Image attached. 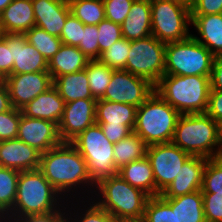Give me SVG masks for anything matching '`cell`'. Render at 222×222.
<instances>
[{"instance_id": "cell-1", "label": "cell", "mask_w": 222, "mask_h": 222, "mask_svg": "<svg viewBox=\"0 0 222 222\" xmlns=\"http://www.w3.org/2000/svg\"><path fill=\"white\" fill-rule=\"evenodd\" d=\"M38 169L63 198L67 196L66 202L70 199L68 192L76 193L78 187L86 191L85 186H88L91 191L87 192L94 193L95 183L90 178L87 163L71 142H62L41 154Z\"/></svg>"}, {"instance_id": "cell-2", "label": "cell", "mask_w": 222, "mask_h": 222, "mask_svg": "<svg viewBox=\"0 0 222 222\" xmlns=\"http://www.w3.org/2000/svg\"><path fill=\"white\" fill-rule=\"evenodd\" d=\"M64 199L39 169L21 171L17 182L15 203L5 216L6 222H13L27 215L61 212L66 210L63 205L66 203Z\"/></svg>"}, {"instance_id": "cell-3", "label": "cell", "mask_w": 222, "mask_h": 222, "mask_svg": "<svg viewBox=\"0 0 222 222\" xmlns=\"http://www.w3.org/2000/svg\"><path fill=\"white\" fill-rule=\"evenodd\" d=\"M210 77L164 74L155 85V92L181 115L202 114L208 107Z\"/></svg>"}, {"instance_id": "cell-4", "label": "cell", "mask_w": 222, "mask_h": 222, "mask_svg": "<svg viewBox=\"0 0 222 222\" xmlns=\"http://www.w3.org/2000/svg\"><path fill=\"white\" fill-rule=\"evenodd\" d=\"M95 187L98 190H93L95 192L93 194L98 196V198L96 197L98 201L95 203L117 221L143 218L150 196L141 189L130 185L118 174L99 180Z\"/></svg>"}, {"instance_id": "cell-5", "label": "cell", "mask_w": 222, "mask_h": 222, "mask_svg": "<svg viewBox=\"0 0 222 222\" xmlns=\"http://www.w3.org/2000/svg\"><path fill=\"white\" fill-rule=\"evenodd\" d=\"M172 143L191 156L216 158L220 146L219 124L206 113L180 115Z\"/></svg>"}, {"instance_id": "cell-6", "label": "cell", "mask_w": 222, "mask_h": 222, "mask_svg": "<svg viewBox=\"0 0 222 222\" xmlns=\"http://www.w3.org/2000/svg\"><path fill=\"white\" fill-rule=\"evenodd\" d=\"M180 113L154 93L137 108L135 132L147 146L171 143Z\"/></svg>"}, {"instance_id": "cell-7", "label": "cell", "mask_w": 222, "mask_h": 222, "mask_svg": "<svg viewBox=\"0 0 222 222\" xmlns=\"http://www.w3.org/2000/svg\"><path fill=\"white\" fill-rule=\"evenodd\" d=\"M87 163V170L92 181L118 173L113 156L114 144L103 133L99 124L94 123L71 141Z\"/></svg>"}, {"instance_id": "cell-8", "label": "cell", "mask_w": 222, "mask_h": 222, "mask_svg": "<svg viewBox=\"0 0 222 222\" xmlns=\"http://www.w3.org/2000/svg\"><path fill=\"white\" fill-rule=\"evenodd\" d=\"M214 55L192 36L166 44L165 74L211 76Z\"/></svg>"}, {"instance_id": "cell-9", "label": "cell", "mask_w": 222, "mask_h": 222, "mask_svg": "<svg viewBox=\"0 0 222 222\" xmlns=\"http://www.w3.org/2000/svg\"><path fill=\"white\" fill-rule=\"evenodd\" d=\"M152 36L165 44L188 39L190 8L168 0H150Z\"/></svg>"}, {"instance_id": "cell-10", "label": "cell", "mask_w": 222, "mask_h": 222, "mask_svg": "<svg viewBox=\"0 0 222 222\" xmlns=\"http://www.w3.org/2000/svg\"><path fill=\"white\" fill-rule=\"evenodd\" d=\"M166 44L154 36L131 40L126 71L156 85L165 74Z\"/></svg>"}, {"instance_id": "cell-11", "label": "cell", "mask_w": 222, "mask_h": 222, "mask_svg": "<svg viewBox=\"0 0 222 222\" xmlns=\"http://www.w3.org/2000/svg\"><path fill=\"white\" fill-rule=\"evenodd\" d=\"M146 156L153 170L156 189L162 193L191 155L171 142L147 146Z\"/></svg>"}, {"instance_id": "cell-12", "label": "cell", "mask_w": 222, "mask_h": 222, "mask_svg": "<svg viewBox=\"0 0 222 222\" xmlns=\"http://www.w3.org/2000/svg\"><path fill=\"white\" fill-rule=\"evenodd\" d=\"M154 91L155 85L147 79L133 75L124 69L114 70L101 99L139 107Z\"/></svg>"}, {"instance_id": "cell-13", "label": "cell", "mask_w": 222, "mask_h": 222, "mask_svg": "<svg viewBox=\"0 0 222 222\" xmlns=\"http://www.w3.org/2000/svg\"><path fill=\"white\" fill-rule=\"evenodd\" d=\"M2 81L8 89L12 107L16 109L23 108L53 86V79L48 72L11 74Z\"/></svg>"}, {"instance_id": "cell-14", "label": "cell", "mask_w": 222, "mask_h": 222, "mask_svg": "<svg viewBox=\"0 0 222 222\" xmlns=\"http://www.w3.org/2000/svg\"><path fill=\"white\" fill-rule=\"evenodd\" d=\"M96 99H79L65 103L58 124L63 142H71L81 132L96 123Z\"/></svg>"}, {"instance_id": "cell-15", "label": "cell", "mask_w": 222, "mask_h": 222, "mask_svg": "<svg viewBox=\"0 0 222 222\" xmlns=\"http://www.w3.org/2000/svg\"><path fill=\"white\" fill-rule=\"evenodd\" d=\"M17 139L32 146L41 154L61 144L58 124L22 115L18 125Z\"/></svg>"}, {"instance_id": "cell-16", "label": "cell", "mask_w": 222, "mask_h": 222, "mask_svg": "<svg viewBox=\"0 0 222 222\" xmlns=\"http://www.w3.org/2000/svg\"><path fill=\"white\" fill-rule=\"evenodd\" d=\"M2 38L11 47L12 74L48 72V62L40 52L27 42L24 34L4 33Z\"/></svg>"}, {"instance_id": "cell-17", "label": "cell", "mask_w": 222, "mask_h": 222, "mask_svg": "<svg viewBox=\"0 0 222 222\" xmlns=\"http://www.w3.org/2000/svg\"><path fill=\"white\" fill-rule=\"evenodd\" d=\"M207 158L190 156L176 178L160 194L162 198H175L201 190Z\"/></svg>"}, {"instance_id": "cell-18", "label": "cell", "mask_w": 222, "mask_h": 222, "mask_svg": "<svg viewBox=\"0 0 222 222\" xmlns=\"http://www.w3.org/2000/svg\"><path fill=\"white\" fill-rule=\"evenodd\" d=\"M41 153L19 139L0 141V167L19 172L39 168Z\"/></svg>"}, {"instance_id": "cell-19", "label": "cell", "mask_w": 222, "mask_h": 222, "mask_svg": "<svg viewBox=\"0 0 222 222\" xmlns=\"http://www.w3.org/2000/svg\"><path fill=\"white\" fill-rule=\"evenodd\" d=\"M35 26L60 38L65 21L71 13L66 0H32Z\"/></svg>"}, {"instance_id": "cell-20", "label": "cell", "mask_w": 222, "mask_h": 222, "mask_svg": "<svg viewBox=\"0 0 222 222\" xmlns=\"http://www.w3.org/2000/svg\"><path fill=\"white\" fill-rule=\"evenodd\" d=\"M3 33L25 34L35 26L32 0H13L1 13Z\"/></svg>"}, {"instance_id": "cell-21", "label": "cell", "mask_w": 222, "mask_h": 222, "mask_svg": "<svg viewBox=\"0 0 222 222\" xmlns=\"http://www.w3.org/2000/svg\"><path fill=\"white\" fill-rule=\"evenodd\" d=\"M64 106V100L60 97L57 89L52 86L47 91L40 93L20 110L24 116L45 119L59 124L64 112Z\"/></svg>"}, {"instance_id": "cell-22", "label": "cell", "mask_w": 222, "mask_h": 222, "mask_svg": "<svg viewBox=\"0 0 222 222\" xmlns=\"http://www.w3.org/2000/svg\"><path fill=\"white\" fill-rule=\"evenodd\" d=\"M151 21L150 0H135L121 24L122 37L131 41L152 35Z\"/></svg>"}, {"instance_id": "cell-23", "label": "cell", "mask_w": 222, "mask_h": 222, "mask_svg": "<svg viewBox=\"0 0 222 222\" xmlns=\"http://www.w3.org/2000/svg\"><path fill=\"white\" fill-rule=\"evenodd\" d=\"M191 24L202 38L191 36L214 56L222 55V13L191 16Z\"/></svg>"}, {"instance_id": "cell-24", "label": "cell", "mask_w": 222, "mask_h": 222, "mask_svg": "<svg viewBox=\"0 0 222 222\" xmlns=\"http://www.w3.org/2000/svg\"><path fill=\"white\" fill-rule=\"evenodd\" d=\"M137 108L131 104H122L108 100L96 101V123L99 125L135 126Z\"/></svg>"}, {"instance_id": "cell-25", "label": "cell", "mask_w": 222, "mask_h": 222, "mask_svg": "<svg viewBox=\"0 0 222 222\" xmlns=\"http://www.w3.org/2000/svg\"><path fill=\"white\" fill-rule=\"evenodd\" d=\"M89 59L76 46L62 44L59 51L48 62V73L52 79L63 74L82 71Z\"/></svg>"}, {"instance_id": "cell-26", "label": "cell", "mask_w": 222, "mask_h": 222, "mask_svg": "<svg viewBox=\"0 0 222 222\" xmlns=\"http://www.w3.org/2000/svg\"><path fill=\"white\" fill-rule=\"evenodd\" d=\"M117 174L130 185L141 189L150 197L161 194L156 189L153 170L147 156L122 166Z\"/></svg>"}, {"instance_id": "cell-27", "label": "cell", "mask_w": 222, "mask_h": 222, "mask_svg": "<svg viewBox=\"0 0 222 222\" xmlns=\"http://www.w3.org/2000/svg\"><path fill=\"white\" fill-rule=\"evenodd\" d=\"M53 86L65 103L79 99H95L91 94L85 69L54 78Z\"/></svg>"}, {"instance_id": "cell-28", "label": "cell", "mask_w": 222, "mask_h": 222, "mask_svg": "<svg viewBox=\"0 0 222 222\" xmlns=\"http://www.w3.org/2000/svg\"><path fill=\"white\" fill-rule=\"evenodd\" d=\"M167 203H176L178 222H206L202 191L175 198H163Z\"/></svg>"}, {"instance_id": "cell-29", "label": "cell", "mask_w": 222, "mask_h": 222, "mask_svg": "<svg viewBox=\"0 0 222 222\" xmlns=\"http://www.w3.org/2000/svg\"><path fill=\"white\" fill-rule=\"evenodd\" d=\"M113 151L115 167L119 170L132 161L143 159L146 156L147 145L135 132H132L115 143Z\"/></svg>"}, {"instance_id": "cell-30", "label": "cell", "mask_w": 222, "mask_h": 222, "mask_svg": "<svg viewBox=\"0 0 222 222\" xmlns=\"http://www.w3.org/2000/svg\"><path fill=\"white\" fill-rule=\"evenodd\" d=\"M85 70L91 94L96 100L101 99L106 92L115 69L108 67L99 60H90Z\"/></svg>"}, {"instance_id": "cell-31", "label": "cell", "mask_w": 222, "mask_h": 222, "mask_svg": "<svg viewBox=\"0 0 222 222\" xmlns=\"http://www.w3.org/2000/svg\"><path fill=\"white\" fill-rule=\"evenodd\" d=\"M68 4L71 14L84 25H98L105 19L102 0H72Z\"/></svg>"}, {"instance_id": "cell-32", "label": "cell", "mask_w": 222, "mask_h": 222, "mask_svg": "<svg viewBox=\"0 0 222 222\" xmlns=\"http://www.w3.org/2000/svg\"><path fill=\"white\" fill-rule=\"evenodd\" d=\"M27 42L33 45L49 62L59 51L62 41L59 37L47 33L44 29L34 26L25 34Z\"/></svg>"}, {"instance_id": "cell-33", "label": "cell", "mask_w": 222, "mask_h": 222, "mask_svg": "<svg viewBox=\"0 0 222 222\" xmlns=\"http://www.w3.org/2000/svg\"><path fill=\"white\" fill-rule=\"evenodd\" d=\"M20 172L0 167V212L6 216L15 203L17 182Z\"/></svg>"}, {"instance_id": "cell-34", "label": "cell", "mask_w": 222, "mask_h": 222, "mask_svg": "<svg viewBox=\"0 0 222 222\" xmlns=\"http://www.w3.org/2000/svg\"><path fill=\"white\" fill-rule=\"evenodd\" d=\"M145 222H178L176 203H167L160 195L148 199L143 215Z\"/></svg>"}, {"instance_id": "cell-35", "label": "cell", "mask_w": 222, "mask_h": 222, "mask_svg": "<svg viewBox=\"0 0 222 222\" xmlns=\"http://www.w3.org/2000/svg\"><path fill=\"white\" fill-rule=\"evenodd\" d=\"M129 51L130 40L121 38L109 49L103 51L98 60L115 70L125 69Z\"/></svg>"}, {"instance_id": "cell-36", "label": "cell", "mask_w": 222, "mask_h": 222, "mask_svg": "<svg viewBox=\"0 0 222 222\" xmlns=\"http://www.w3.org/2000/svg\"><path fill=\"white\" fill-rule=\"evenodd\" d=\"M95 201H96V199L94 198V200L88 204V205H90L89 207H87V205H83L85 208H83V209L78 208V210H80V209L83 210V212L81 211V213L79 212L77 214V213H75L76 210H74L73 215L76 214L74 216L75 219L72 218L73 216H71L72 212L69 211L70 207H68L69 206L68 202H67V204H64L66 206L64 208H68V210H66V211L69 212V213L65 212V222H117V220L113 216H111L107 211H105L103 208L98 206L95 203ZM86 207H87V210H86Z\"/></svg>"}, {"instance_id": "cell-37", "label": "cell", "mask_w": 222, "mask_h": 222, "mask_svg": "<svg viewBox=\"0 0 222 222\" xmlns=\"http://www.w3.org/2000/svg\"><path fill=\"white\" fill-rule=\"evenodd\" d=\"M201 191L222 194V163L216 158L207 159Z\"/></svg>"}, {"instance_id": "cell-38", "label": "cell", "mask_w": 222, "mask_h": 222, "mask_svg": "<svg viewBox=\"0 0 222 222\" xmlns=\"http://www.w3.org/2000/svg\"><path fill=\"white\" fill-rule=\"evenodd\" d=\"M98 43H99V57L101 53L109 49L115 42L122 37L121 25L110 20L104 19L98 25Z\"/></svg>"}, {"instance_id": "cell-39", "label": "cell", "mask_w": 222, "mask_h": 222, "mask_svg": "<svg viewBox=\"0 0 222 222\" xmlns=\"http://www.w3.org/2000/svg\"><path fill=\"white\" fill-rule=\"evenodd\" d=\"M98 33L97 25H84L78 48L89 60L99 59Z\"/></svg>"}, {"instance_id": "cell-40", "label": "cell", "mask_w": 222, "mask_h": 222, "mask_svg": "<svg viewBox=\"0 0 222 222\" xmlns=\"http://www.w3.org/2000/svg\"><path fill=\"white\" fill-rule=\"evenodd\" d=\"M20 118L21 110L14 107L0 113V141L17 138Z\"/></svg>"}, {"instance_id": "cell-41", "label": "cell", "mask_w": 222, "mask_h": 222, "mask_svg": "<svg viewBox=\"0 0 222 222\" xmlns=\"http://www.w3.org/2000/svg\"><path fill=\"white\" fill-rule=\"evenodd\" d=\"M104 4L105 19L121 25L128 17L131 6L135 0H102Z\"/></svg>"}, {"instance_id": "cell-42", "label": "cell", "mask_w": 222, "mask_h": 222, "mask_svg": "<svg viewBox=\"0 0 222 222\" xmlns=\"http://www.w3.org/2000/svg\"><path fill=\"white\" fill-rule=\"evenodd\" d=\"M82 31H84V24L70 13L60 35L62 44L78 47L81 43Z\"/></svg>"}, {"instance_id": "cell-43", "label": "cell", "mask_w": 222, "mask_h": 222, "mask_svg": "<svg viewBox=\"0 0 222 222\" xmlns=\"http://www.w3.org/2000/svg\"><path fill=\"white\" fill-rule=\"evenodd\" d=\"M206 222H222V194L202 193Z\"/></svg>"}, {"instance_id": "cell-44", "label": "cell", "mask_w": 222, "mask_h": 222, "mask_svg": "<svg viewBox=\"0 0 222 222\" xmlns=\"http://www.w3.org/2000/svg\"><path fill=\"white\" fill-rule=\"evenodd\" d=\"M191 16H203L222 13V0H193Z\"/></svg>"}, {"instance_id": "cell-45", "label": "cell", "mask_w": 222, "mask_h": 222, "mask_svg": "<svg viewBox=\"0 0 222 222\" xmlns=\"http://www.w3.org/2000/svg\"><path fill=\"white\" fill-rule=\"evenodd\" d=\"M205 113L218 124L222 122V91L210 90L208 107Z\"/></svg>"}, {"instance_id": "cell-46", "label": "cell", "mask_w": 222, "mask_h": 222, "mask_svg": "<svg viewBox=\"0 0 222 222\" xmlns=\"http://www.w3.org/2000/svg\"><path fill=\"white\" fill-rule=\"evenodd\" d=\"M13 64L11 47L0 37V80L12 74Z\"/></svg>"}, {"instance_id": "cell-47", "label": "cell", "mask_w": 222, "mask_h": 222, "mask_svg": "<svg viewBox=\"0 0 222 222\" xmlns=\"http://www.w3.org/2000/svg\"><path fill=\"white\" fill-rule=\"evenodd\" d=\"M106 138L113 144L124 139L133 130L129 126L100 125Z\"/></svg>"}, {"instance_id": "cell-48", "label": "cell", "mask_w": 222, "mask_h": 222, "mask_svg": "<svg viewBox=\"0 0 222 222\" xmlns=\"http://www.w3.org/2000/svg\"><path fill=\"white\" fill-rule=\"evenodd\" d=\"M13 222H65V210L47 214L27 215L17 218Z\"/></svg>"}, {"instance_id": "cell-49", "label": "cell", "mask_w": 222, "mask_h": 222, "mask_svg": "<svg viewBox=\"0 0 222 222\" xmlns=\"http://www.w3.org/2000/svg\"><path fill=\"white\" fill-rule=\"evenodd\" d=\"M211 89L222 91V55L214 57L210 77Z\"/></svg>"}, {"instance_id": "cell-50", "label": "cell", "mask_w": 222, "mask_h": 222, "mask_svg": "<svg viewBox=\"0 0 222 222\" xmlns=\"http://www.w3.org/2000/svg\"><path fill=\"white\" fill-rule=\"evenodd\" d=\"M12 108L8 89L5 83L0 80V113L9 111Z\"/></svg>"}, {"instance_id": "cell-51", "label": "cell", "mask_w": 222, "mask_h": 222, "mask_svg": "<svg viewBox=\"0 0 222 222\" xmlns=\"http://www.w3.org/2000/svg\"><path fill=\"white\" fill-rule=\"evenodd\" d=\"M168 1L177 2V3H180V4L184 5V6H187L189 8H191L192 3H193V0H168Z\"/></svg>"}, {"instance_id": "cell-52", "label": "cell", "mask_w": 222, "mask_h": 222, "mask_svg": "<svg viewBox=\"0 0 222 222\" xmlns=\"http://www.w3.org/2000/svg\"><path fill=\"white\" fill-rule=\"evenodd\" d=\"M13 0H0V13L12 2Z\"/></svg>"}, {"instance_id": "cell-53", "label": "cell", "mask_w": 222, "mask_h": 222, "mask_svg": "<svg viewBox=\"0 0 222 222\" xmlns=\"http://www.w3.org/2000/svg\"><path fill=\"white\" fill-rule=\"evenodd\" d=\"M117 222H145L143 218L140 219H125V220H119Z\"/></svg>"}, {"instance_id": "cell-54", "label": "cell", "mask_w": 222, "mask_h": 222, "mask_svg": "<svg viewBox=\"0 0 222 222\" xmlns=\"http://www.w3.org/2000/svg\"><path fill=\"white\" fill-rule=\"evenodd\" d=\"M216 159L219 160L222 163V143H220Z\"/></svg>"}, {"instance_id": "cell-55", "label": "cell", "mask_w": 222, "mask_h": 222, "mask_svg": "<svg viewBox=\"0 0 222 222\" xmlns=\"http://www.w3.org/2000/svg\"><path fill=\"white\" fill-rule=\"evenodd\" d=\"M219 140L222 143V122L219 123Z\"/></svg>"}, {"instance_id": "cell-56", "label": "cell", "mask_w": 222, "mask_h": 222, "mask_svg": "<svg viewBox=\"0 0 222 222\" xmlns=\"http://www.w3.org/2000/svg\"><path fill=\"white\" fill-rule=\"evenodd\" d=\"M0 222H6L5 216L0 212Z\"/></svg>"}, {"instance_id": "cell-57", "label": "cell", "mask_w": 222, "mask_h": 222, "mask_svg": "<svg viewBox=\"0 0 222 222\" xmlns=\"http://www.w3.org/2000/svg\"><path fill=\"white\" fill-rule=\"evenodd\" d=\"M3 34H4V33H3V31H2L1 23H0V37H2Z\"/></svg>"}]
</instances>
